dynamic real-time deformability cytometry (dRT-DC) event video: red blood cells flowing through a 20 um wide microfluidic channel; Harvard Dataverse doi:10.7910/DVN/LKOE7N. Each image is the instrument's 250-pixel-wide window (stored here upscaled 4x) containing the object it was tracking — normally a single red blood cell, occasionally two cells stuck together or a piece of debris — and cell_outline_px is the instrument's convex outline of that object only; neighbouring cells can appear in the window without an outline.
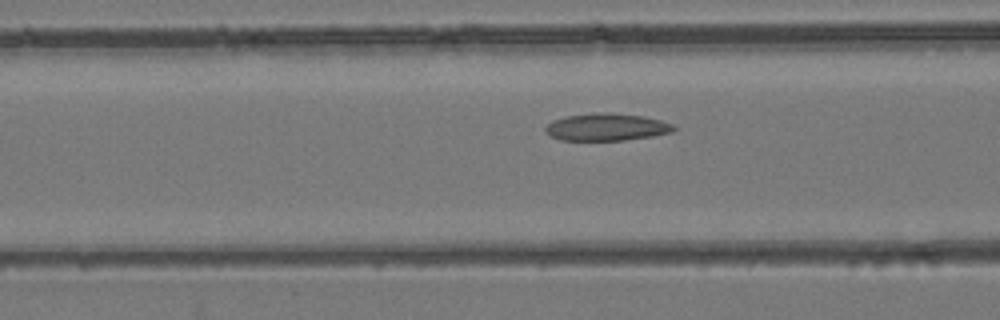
{"species": "common noctule bat (a hibernating species)", "species_latin": "Nyctalus noctula", "temperature_condition": "room temperature", "stored_images_in_passage": 45, "camera_frame_rate_fps": 3000, "um_per_image_px": 0.085, "animal": {"sex": "female", "body_mass_g": 24.6, "forearm_length_mm": 56.2}, "frame": {"image": 1, "passage_image": 16, "time_ms": 5.0, "image_size_px": [1000, 320], "cell_outline_px": [[676, 128], [672, 132], [652, 136], [624, 140], [560, 140], [544, 132], [544, 128], [552, 120], [564, 116], [604, 112], [608, 112], [644, 116], [660, 120], [672, 124]], "centroid_in_image_um": [51.53, 10.8], "position_along_channel_um": 115.1, "area_um2": 20.4}}
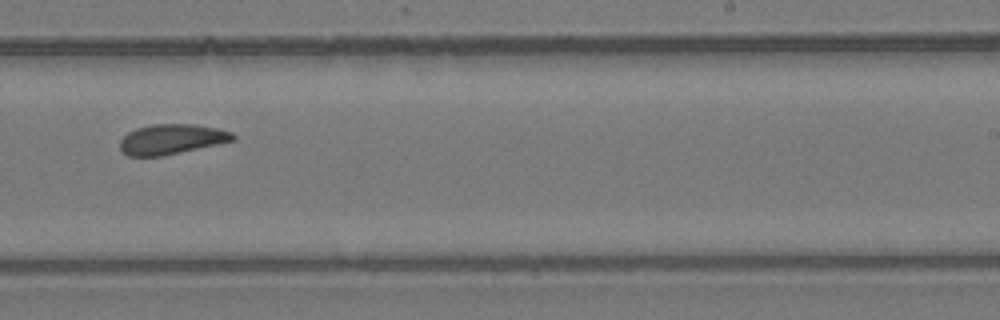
{"frame": {"image": 2, "passage_image": 27, "time_ms": 8.667, "image_size_px": [1000, 320], "cell_outline_px": [[236, 140], [180, 152], [160, 156], [128, 156], [120, 148], [120, 140], [128, 132], [136, 128], [152, 124], [196, 124], [216, 128], [232, 132], [236, 136]], "centroid_in_image_um": [14.59, 11.82], "position_along_channel_um": 274.4, "area_um2": 19.71}}
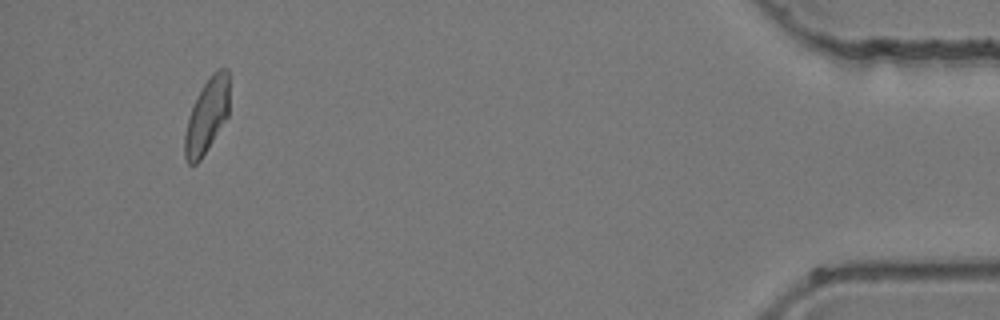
{"frame": {"image": 3, "passage_image": 42, "time_ms": 13.667, "image_size_px": [1000, 320], "cell_outline_px": [[228, 116], [208, 148], [200, 160], [196, 164], [188, 164], [184, 156], [184, 136], [188, 116], [196, 96], [212, 72], [216, 68], [228, 68]], "centroid_in_image_um": [17.56, 9.83], "position_along_channel_um": 417.6, "area_um2": 19.36}}